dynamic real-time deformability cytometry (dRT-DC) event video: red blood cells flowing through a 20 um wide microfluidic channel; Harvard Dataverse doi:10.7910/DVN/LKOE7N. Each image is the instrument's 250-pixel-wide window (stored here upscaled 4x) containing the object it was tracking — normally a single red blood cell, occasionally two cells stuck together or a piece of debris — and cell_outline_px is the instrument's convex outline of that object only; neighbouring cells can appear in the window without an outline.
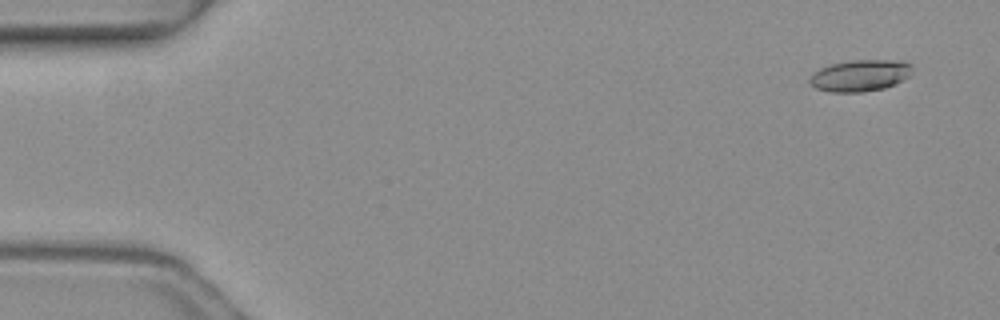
{"species": "common noctule bat (a hibernating species)", "species_latin": "Nyctalus noctula", "temperature_condition": "warm", "stored_images_in_passage": 4, "camera_frame_rate_fps": 3000, "um_per_image_px": 0.085, "animal": {"sex": "female", "body_mass_g": 19.3, "forearm_length_mm": 54.1}, "frame": {"image": 1, "passage_image": 1, "time_ms": 0.0, "image_size_px": [1000, 320], "cell_outline_px": [[912, 64], [908, 76], [896, 84], [884, 88], [864, 92], [828, 92], [816, 88], [808, 80], [820, 68], [832, 64], [852, 60], [904, 60]], "centroid_in_image_um": [73.13, 6.42], "position_along_channel_um": 11.9, "area_um2": 18.79}}
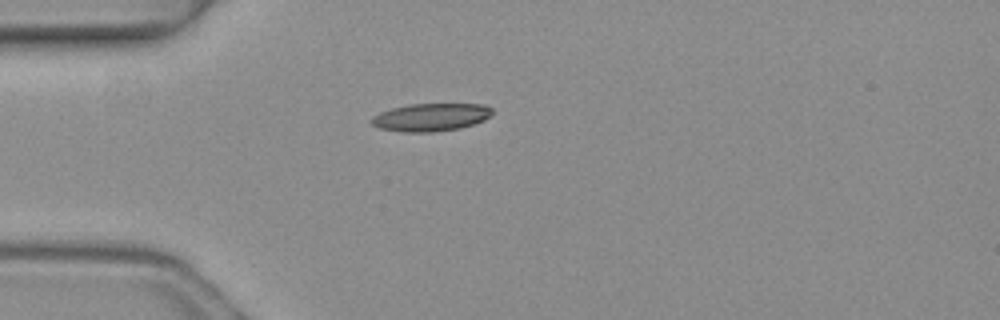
{"frame": {"image": 2, "passage_image": 4, "time_ms": 1.0, "image_size_px": [1000, 320], "cell_outline_px": [[492, 112], [484, 120], [460, 128], [432, 132], [404, 132], [380, 128], [372, 124], [372, 116], [380, 112], [392, 108], [408, 104], [484, 104], [492, 108]], "centroid_in_image_um": [36.61, 9.96], "position_along_channel_um": 48.4, "area_um2": 19.42}}